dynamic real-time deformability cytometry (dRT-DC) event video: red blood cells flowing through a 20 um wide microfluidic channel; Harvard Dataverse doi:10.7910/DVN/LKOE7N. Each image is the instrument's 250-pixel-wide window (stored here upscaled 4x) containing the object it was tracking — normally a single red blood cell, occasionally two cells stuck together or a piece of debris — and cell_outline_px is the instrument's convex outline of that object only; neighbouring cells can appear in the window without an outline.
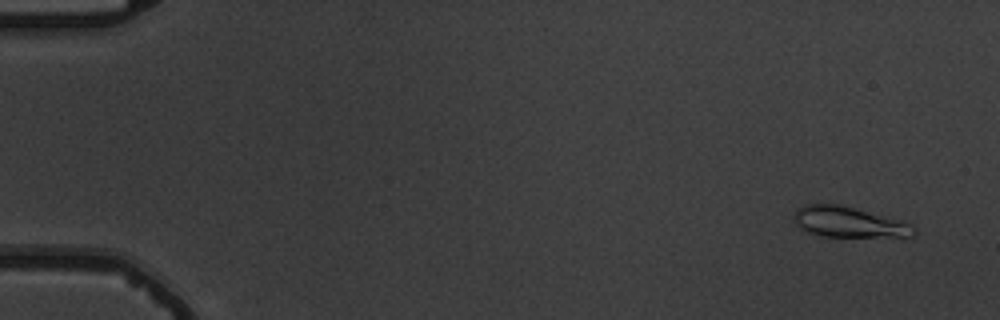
{"species": "common noctule bat (a hibernating species)", "species_latin": "Nyctalus noctula", "temperature_condition": "warm", "stored_images_in_passage": 6, "camera_frame_rate_fps": 3000, "um_per_image_px": 0.085, "animal": {"sex": "male", "body_mass_g": 19.5, "forearm_length_mm": 54.6}, "frame": {"image": 1, "passage_image": 2, "time_ms": 1.0, "image_size_px": [1000, 320], "cell_outline_px": [[916, 232], [912, 236], [820, 236], [808, 232], [800, 228], [796, 224], [792, 216], [804, 204], [840, 204], [904, 220], [912, 224], [916, 228]], "centroid_in_image_um": [72.17, 18.86], "position_along_channel_um": 12.8, "area_um2": 21.44}}